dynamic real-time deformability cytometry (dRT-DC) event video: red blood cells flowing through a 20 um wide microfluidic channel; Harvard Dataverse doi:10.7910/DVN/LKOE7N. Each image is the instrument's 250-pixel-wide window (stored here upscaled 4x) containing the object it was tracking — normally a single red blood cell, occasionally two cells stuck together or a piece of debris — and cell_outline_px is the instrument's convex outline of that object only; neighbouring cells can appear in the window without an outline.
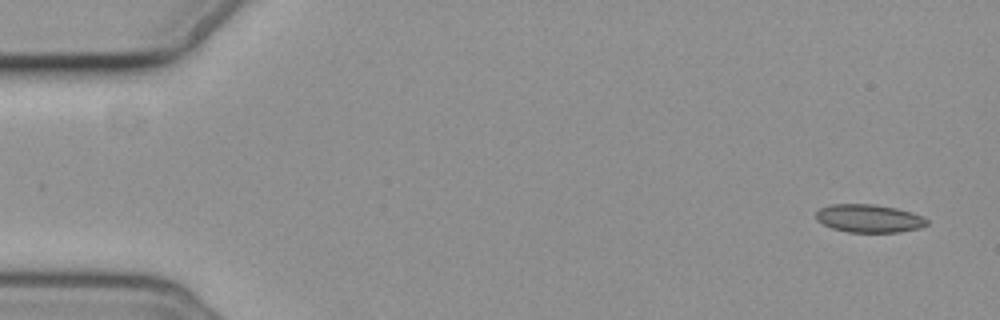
{"species": "common noctule bat (a hibernating species)", "species_latin": "Nyctalus noctula", "temperature_condition": "cold", "stored_images_in_passage": 4, "camera_frame_rate_fps": 3000, "um_per_image_px": 0.085, "animal": {"sex": "female", "body_mass_g": 19.3, "forearm_length_mm": 54.1}, "frame": {"image": 1, "passage_image": 1, "time_ms": 0.0, "image_size_px": [1000, 320], "cell_outline_px": [[928, 224], [920, 228], [896, 232], [848, 232], [832, 228], [816, 220], [816, 212], [820, 208], [832, 204], [872, 204], [896, 208], [912, 212], [928, 220]], "centroid_in_image_um": [73.85, 18.56], "position_along_channel_um": 11.1, "area_um2": 18.03}}